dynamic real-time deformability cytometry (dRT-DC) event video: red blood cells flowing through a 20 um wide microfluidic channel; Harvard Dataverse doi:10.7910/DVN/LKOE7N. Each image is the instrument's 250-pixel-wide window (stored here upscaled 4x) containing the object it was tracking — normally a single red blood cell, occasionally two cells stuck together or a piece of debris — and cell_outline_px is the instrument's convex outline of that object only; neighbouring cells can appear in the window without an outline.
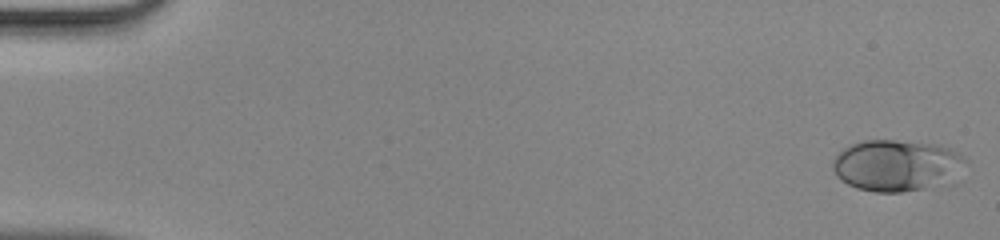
{"species": "human", "species_latin": "Homo sapiens", "temperature_condition": "room temperature", "stored_images_in_passage": 48, "camera_frame_rate_fps": 3000, "um_per_image_px": 0.085, "donor": {"sex": "male"}, "frame": {"image": 1, "passage_image": 1, "time_ms": 0.0, "image_size_px": [1000, 240], "cell_outline_px": [[968, 160], [924, 188], [900, 192], [876, 192], [856, 188], [840, 180], [836, 176], [832, 168], [832, 160], [844, 148], [852, 144], [864, 140], [892, 140], [932, 144], [948, 148], [960, 152]], "centroid_in_image_um": [76.0, 14.02], "position_along_channel_um": 9.0, "area_um2": 38.03}}
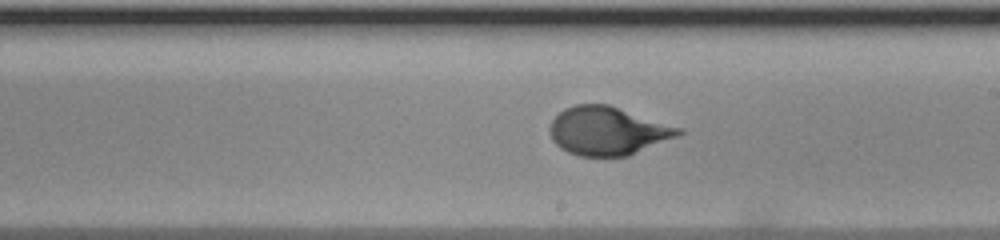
{"frame": {"image": 2, "passage_image": 28, "time_ms": 9.0, "image_size_px": [1000, 240], "cell_outline_px": [[684, 132], [676, 136], [628, 156], [580, 156], [568, 152], [560, 148], [552, 140], [548, 128], [552, 120], [564, 108], [576, 104], [608, 104], [684, 128]], "centroid_in_image_um": [51.64, 11.12], "position_along_channel_um": 237.4, "area_um2": 36.3}}
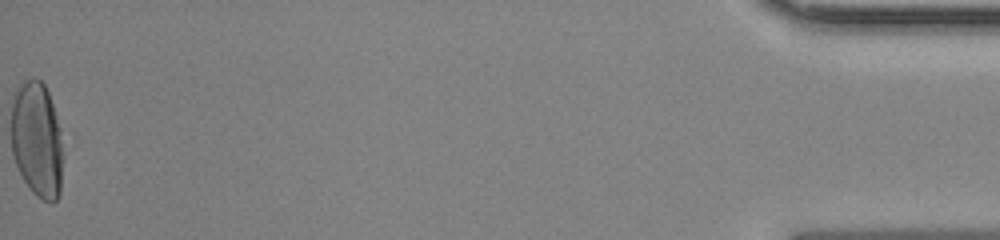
{"frame": {"image": 3, "passage_image": 48, "time_ms": 15.667, "image_size_px": [1000, 240], "cell_outline_px": [[60, 192], [56, 200], [52, 204], [36, 196], [28, 188], [12, 156], [12, 104], [16, 88], [24, 80], [32, 76], [40, 80], [44, 84], [48, 92], [60, 128]], "centroid_in_image_um": [3.11, 11.85], "position_along_channel_um": 432.1, "area_um2": 34.51}}